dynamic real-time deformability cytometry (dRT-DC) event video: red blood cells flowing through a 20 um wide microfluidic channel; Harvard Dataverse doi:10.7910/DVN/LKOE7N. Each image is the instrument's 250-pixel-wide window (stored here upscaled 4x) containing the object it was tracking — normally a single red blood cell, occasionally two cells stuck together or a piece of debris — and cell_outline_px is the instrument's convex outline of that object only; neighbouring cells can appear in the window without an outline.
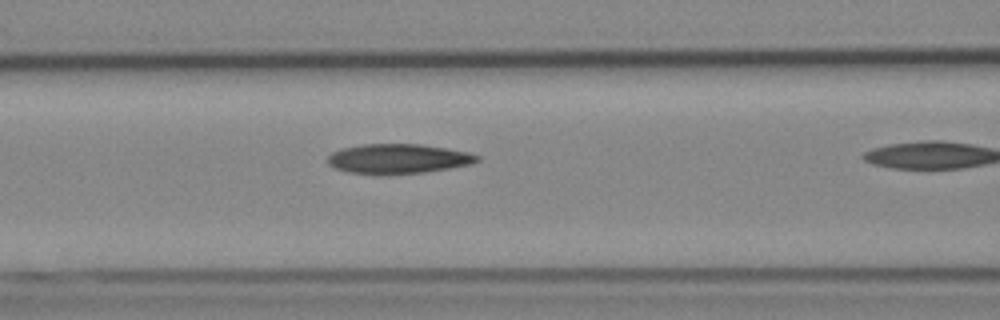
{"species": "Egyptian fruit bat (a non-hibernating species)", "species_latin": "Rousettus aegyptiacus", "temperature_condition": "cold", "stored_images_in_passage": 20, "camera_frame_rate_fps": 3000, "um_per_image_px": 0.085, "animal": {"sex": "female"}, "frame": {"image": 1, "passage_image": 19, "time_ms": 6.0, "image_size_px": [1000, 320], "cell_outline_px": [[480, 160], [472, 164], [424, 172], [380, 176], [376, 176], [348, 172], [336, 168], [328, 164], [328, 156], [332, 152], [340, 148], [364, 144], [420, 144], [468, 152], [480, 156]], "centroid_in_image_um": [33.81, 13.51], "position_along_channel_um": 132.8, "area_um2": 26.18}}